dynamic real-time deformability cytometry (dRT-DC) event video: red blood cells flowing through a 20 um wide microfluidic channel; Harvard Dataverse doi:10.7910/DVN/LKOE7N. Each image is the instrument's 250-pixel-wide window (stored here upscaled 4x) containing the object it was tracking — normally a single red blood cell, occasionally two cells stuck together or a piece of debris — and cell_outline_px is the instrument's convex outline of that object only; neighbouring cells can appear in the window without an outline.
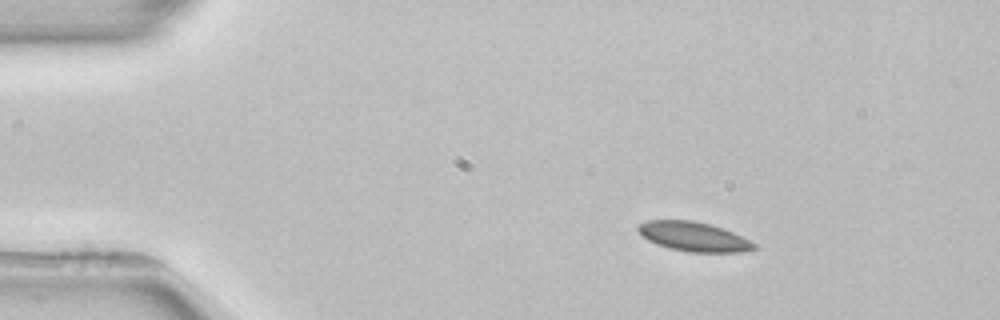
{"species": "common noctule bat (a hibernating species)", "species_latin": "Nyctalus noctula", "temperature_condition": "room temperature", "stored_images_in_passage": 3, "camera_frame_rate_fps": 3000, "um_per_image_px": 0.085, "animal": {"sex": "female", "body_mass_g": 22.7, "forearm_length_mm": 54.2}, "frame": {"image": 1, "passage_image": 1, "time_ms": 0.0, "image_size_px": [1000, 320], "cell_outline_px": [[756, 248], [744, 252], [688, 252], [656, 244], [648, 240], [636, 228], [640, 224], [648, 220], [692, 220], [724, 228], [756, 244]], "centroid_in_image_um": [58.97, 20.11], "position_along_channel_um": 26.0, "area_um2": 19.59}}
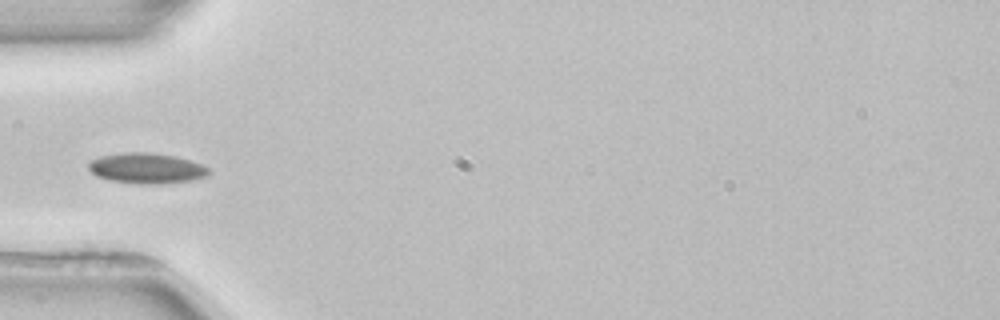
{"frame": {"image": 2, "passage_image": 3, "time_ms": 3.0, "image_size_px": [1000, 320], "cell_outline_px": [[212, 172], [208, 176], [188, 180], [160, 184], [148, 184], [108, 180], [96, 176], [88, 168], [88, 164], [92, 160], [100, 156], [124, 152], [144, 152], [176, 156], [200, 164], [208, 168]], "centroid_in_image_um": [12.44, 14.3], "position_along_channel_um": 72.6, "area_um2": 21.15}}